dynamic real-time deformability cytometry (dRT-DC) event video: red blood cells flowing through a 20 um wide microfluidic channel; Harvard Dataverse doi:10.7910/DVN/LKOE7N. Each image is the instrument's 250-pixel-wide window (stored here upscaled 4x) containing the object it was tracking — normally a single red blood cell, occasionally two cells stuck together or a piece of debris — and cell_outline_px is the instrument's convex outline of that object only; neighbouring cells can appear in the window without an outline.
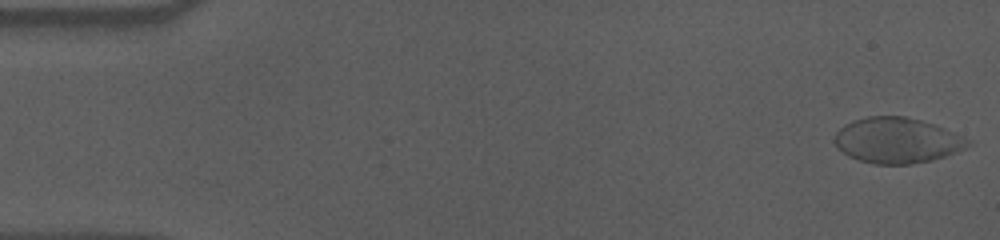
{"species": "human", "species_latin": "Homo sapiens", "temperature_condition": "cold", "stored_images_in_passage": 57, "camera_frame_rate_fps": 3000, "um_per_image_px": 0.085, "donor": {"sex": "male"}, "frame": {"image": 1, "passage_image": 1, "time_ms": 0.0, "image_size_px": [1000, 240], "cell_outline_px": [[972, 144], [964, 148], [944, 156], [932, 160], [912, 164], [872, 164], [848, 156], [836, 144], [836, 132], [844, 124], [852, 120], [868, 116], [904, 116], [936, 124], [964, 136], [972, 140]], "centroid_in_image_um": [76.28, 11.92], "position_along_channel_um": 8.7, "area_um2": 35.37}}
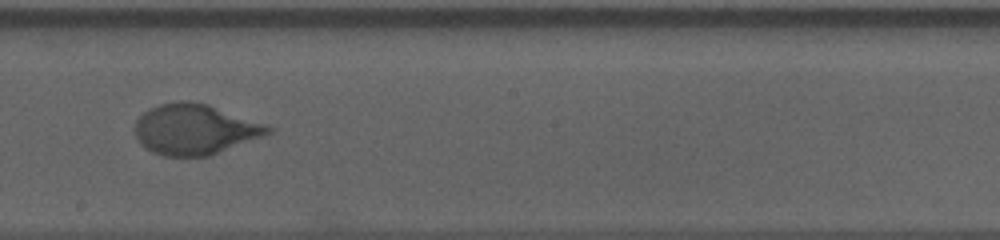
{"frame": {"image": 2, "passage_image": 32, "time_ms": 10.333, "image_size_px": [1000, 240], "cell_outline_px": [[276, 128], [272, 132], [264, 136], [208, 156], [164, 156], [152, 152], [140, 144], [136, 136], [136, 120], [148, 108], [160, 104], [180, 100], [188, 100], [208, 104], [268, 124]], "centroid_in_image_um": [16.59, 10.98], "position_along_channel_um": 231.6, "area_um2": 39.36}}
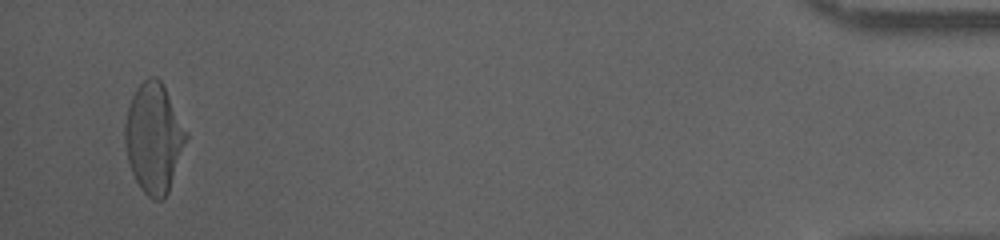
{"frame": {"image": 3, "passage_image": 55, "time_ms": 18.0, "image_size_px": [1000, 240], "cell_outline_px": [[188, 136], [168, 192], [164, 200], [152, 200], [140, 188], [132, 172], [128, 160], [124, 144], [124, 124], [128, 108], [132, 96], [136, 88], [148, 76], [156, 76], [164, 84], [188, 132]], "centroid_in_image_um": [13.07, 11.71], "position_along_channel_um": 422.1, "area_um2": 39.3}, "authors_computed_cell_mechanics": {"area_um2": 38.2058, "velocity_mm_per_s": 3.5394, "shape_relaxation_time_tau1_ms": 4.774, "shape_relaxation_time_tau2_ms": null, "deformation_change_tau1": 0.191, "deformation_change_tau2": null}}